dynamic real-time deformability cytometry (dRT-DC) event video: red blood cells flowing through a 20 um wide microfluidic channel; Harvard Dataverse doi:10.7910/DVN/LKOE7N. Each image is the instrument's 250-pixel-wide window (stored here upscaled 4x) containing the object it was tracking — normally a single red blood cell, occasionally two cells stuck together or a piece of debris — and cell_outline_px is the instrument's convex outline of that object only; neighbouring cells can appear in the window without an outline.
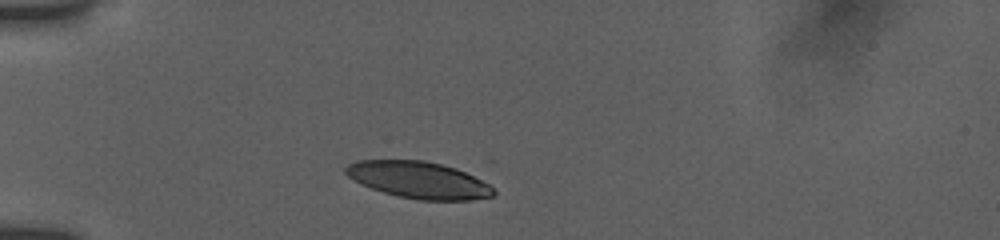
{"species": "human", "species_latin": "Homo sapiens", "temperature_condition": "room temperature", "stored_images_in_passage": 16, "camera_frame_rate_fps": 3000, "um_per_image_px": 0.085, "donor": {"sex": "female"}, "frame": {"image": 1, "passage_image": 1, "time_ms": 0.0, "image_size_px": [1000, 240], "cell_outline_px": [[496, 192], [492, 196], [468, 200], [420, 200], [396, 196], [372, 188], [348, 176], [344, 172], [344, 168], [348, 164], [356, 160], [424, 160], [456, 168], [496, 188]], "centroid_in_image_um": [35.58, 15.29], "position_along_channel_um": 49.4, "area_um2": 31.39}}
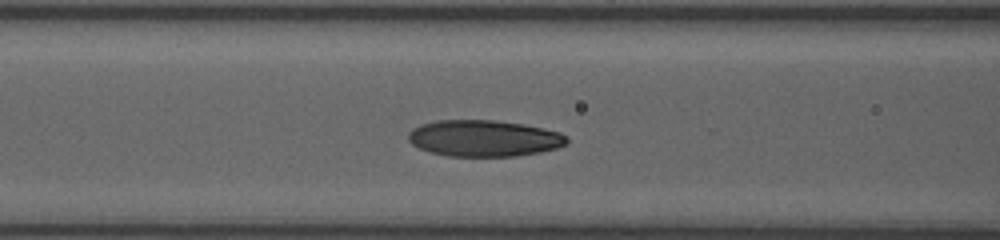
{"frame": {"image": 2, "passage_image": 7, "time_ms": 2.667, "image_size_px": [1000, 240], "cell_outline_px": [[568, 144], [556, 148], [540, 152], [516, 156], [448, 156], [428, 152], [412, 144], [408, 140], [408, 132], [412, 128], [420, 124], [436, 120], [492, 120], [520, 124], [544, 128], [560, 132], [568, 136]], "centroid_in_image_um": [41.12, 11.75], "position_along_channel_um": 125.5, "area_um2": 33.81}}
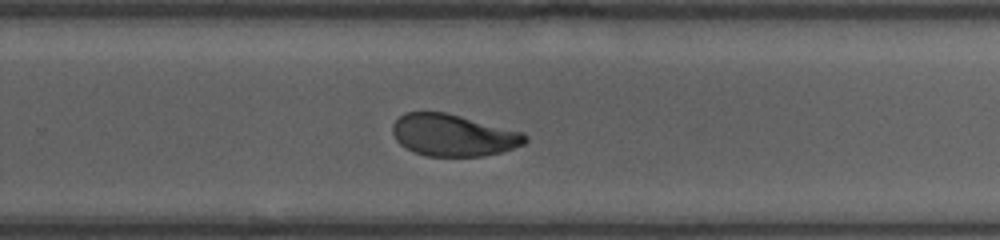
{"frame": {"image": 3, "passage_image": 16, "time_ms": 7.0, "image_size_px": [1000, 240], "cell_outline_px": [[528, 140], [524, 144], [500, 152], [484, 156], [424, 156], [400, 144], [396, 140], [392, 132], [392, 124], [404, 112], [444, 112], [460, 116], [520, 132], [528, 136]], "centroid_in_image_um": [38.49, 11.5], "position_along_channel_um": 291.3, "area_um2": 31.96}}